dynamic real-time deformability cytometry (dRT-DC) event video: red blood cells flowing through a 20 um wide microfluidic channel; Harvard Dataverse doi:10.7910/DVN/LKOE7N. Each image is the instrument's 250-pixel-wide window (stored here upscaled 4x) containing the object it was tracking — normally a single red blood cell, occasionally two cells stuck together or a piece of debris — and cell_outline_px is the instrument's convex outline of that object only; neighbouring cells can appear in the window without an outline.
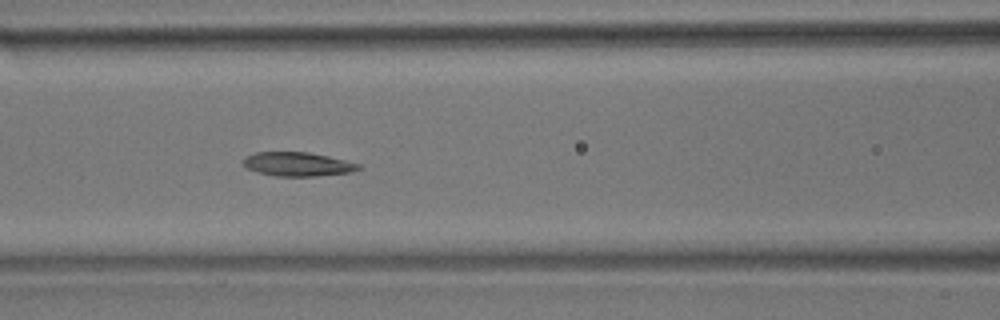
{"species": "common noctule bat (a hibernating species)", "species_latin": "Nyctalus noctula", "temperature_condition": "room temperature", "stored_images_in_passage": 23, "camera_frame_rate_fps": 3000, "um_per_image_px": 0.085, "animal": {"sex": "male", "body_mass_g": 17.9}, "frame": {"image": 1, "passage_image": 22, "time_ms": 7.0, "image_size_px": [1000, 320], "cell_outline_px": [[364, 168], [352, 172], [316, 176], [276, 176], [256, 172], [244, 168], [240, 160], [244, 156], [256, 152], [308, 152], [328, 156], [360, 164]], "centroid_in_image_um": [25.24, 13.95], "position_along_channel_um": 141.4, "area_um2": 16.42}}